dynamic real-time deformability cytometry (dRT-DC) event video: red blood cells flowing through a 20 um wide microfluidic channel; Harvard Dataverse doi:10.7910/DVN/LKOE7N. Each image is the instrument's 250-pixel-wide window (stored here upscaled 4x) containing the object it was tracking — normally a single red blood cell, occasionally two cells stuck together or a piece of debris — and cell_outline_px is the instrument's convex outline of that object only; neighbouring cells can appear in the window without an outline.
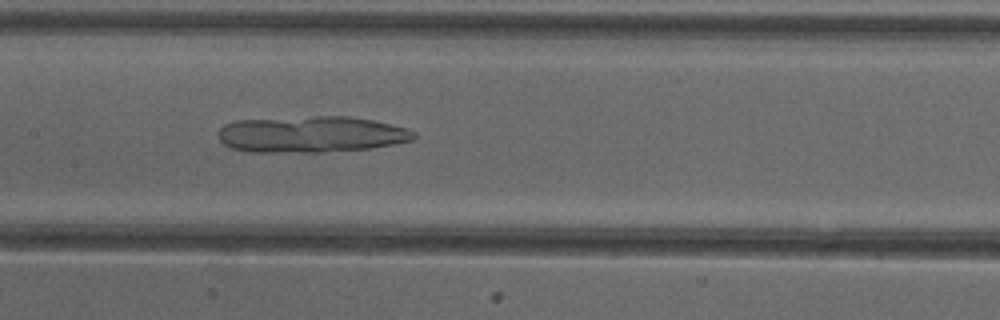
{"species": "common noctule bat (a hibernating species)", "species_latin": "Nyctalus noctula", "temperature_condition": "cold", "stored_images_in_passage": 50, "camera_frame_rate_fps": 3000, "um_per_image_px": 0.085, "animal": {"sex": "female"}, "frame": {"image": 1, "passage_image": 24, "time_ms": 7.667, "image_size_px": [1000, 320], "cell_outline_px": [[416, 136], [412, 140], [372, 148], [324, 152], [252, 152], [232, 148], [224, 144], [220, 140], [216, 132], [224, 124], [236, 120], [316, 116], [348, 116], [372, 120], [404, 128], [416, 132]], "centroid_in_image_um": [26.41, 11.42], "position_along_channel_um": 181.0, "area_um2": 41.44}}
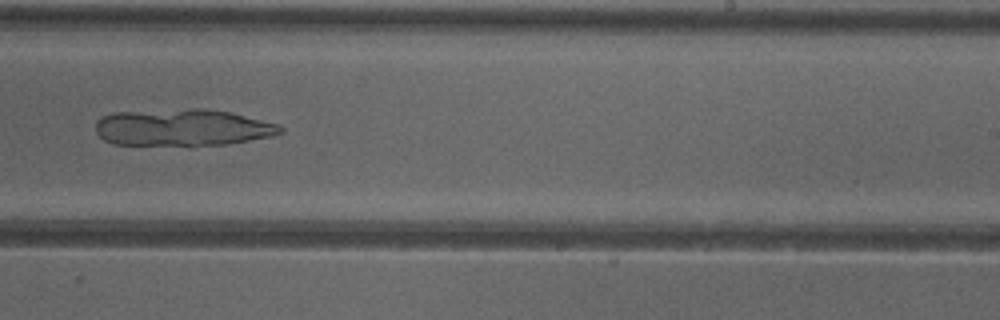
{"frame": {"image": 2, "passage_image": 31, "time_ms": 10.0, "image_size_px": [1000, 320], "cell_outline_px": [[284, 132], [272, 136], [228, 144], [192, 148], [112, 144], [104, 140], [96, 132], [96, 120], [112, 112], [196, 108], [204, 108], [228, 112], [276, 124], [284, 128]], "centroid_in_image_um": [15.47, 10.89], "position_along_channel_um": 273.5, "area_um2": 40.86}}
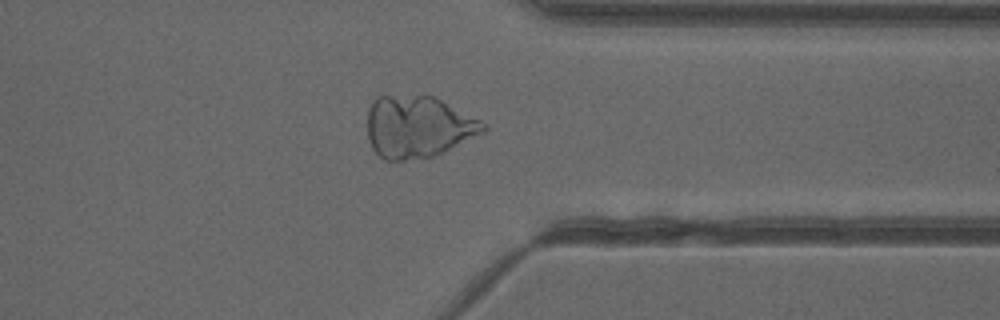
{"frame": {"image": 3, "passage_image": 39, "time_ms": 12.667, "image_size_px": [1000, 320], "cell_outline_px": [[488, 128], [484, 132], [432, 156], [404, 160], [384, 160], [372, 148], [368, 140], [368, 108], [372, 100], [376, 96], [432, 96], [480, 120]], "centroid_in_image_um": [35.48, 10.77], "position_along_channel_um": 375.9, "area_um2": 41.15}}